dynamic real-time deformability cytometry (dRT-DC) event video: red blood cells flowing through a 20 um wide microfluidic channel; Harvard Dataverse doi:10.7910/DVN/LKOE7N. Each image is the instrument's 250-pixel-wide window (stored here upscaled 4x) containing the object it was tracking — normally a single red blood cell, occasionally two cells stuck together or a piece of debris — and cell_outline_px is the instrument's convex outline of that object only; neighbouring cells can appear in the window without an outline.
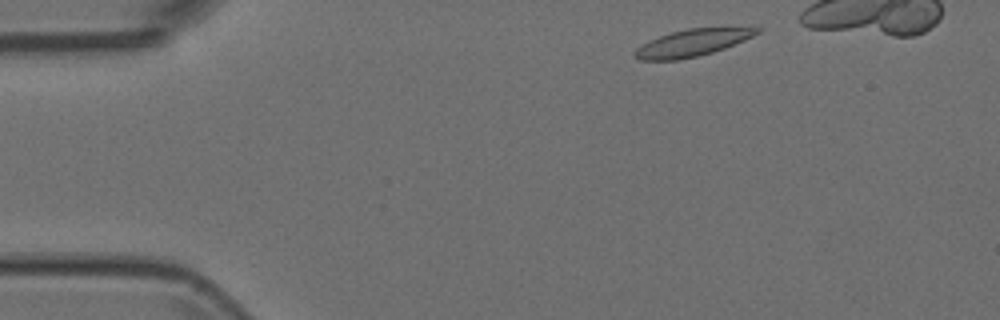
{"species": "Egyptian fruit bat (a non-hibernating species)", "species_latin": "Rousettus aegyptiacus", "temperature_condition": "room temperature", "stored_images_in_passage": 4, "camera_frame_rate_fps": 3000, "um_per_image_px": 0.085, "animal": {"sex": "female"}, "frame": {"image": 1, "passage_image": 1, "time_ms": 0.0, "image_size_px": [1000, 320], "cell_outline_px": [[760, 32], [744, 40], [724, 48], [712, 52], [696, 56], [676, 60], [640, 60], [632, 56], [632, 52], [636, 48], [648, 40], [672, 32], [688, 28], [760, 28]], "centroid_in_image_um": [58.75, 3.65], "position_along_channel_um": 26.2, "area_um2": 18.9}}